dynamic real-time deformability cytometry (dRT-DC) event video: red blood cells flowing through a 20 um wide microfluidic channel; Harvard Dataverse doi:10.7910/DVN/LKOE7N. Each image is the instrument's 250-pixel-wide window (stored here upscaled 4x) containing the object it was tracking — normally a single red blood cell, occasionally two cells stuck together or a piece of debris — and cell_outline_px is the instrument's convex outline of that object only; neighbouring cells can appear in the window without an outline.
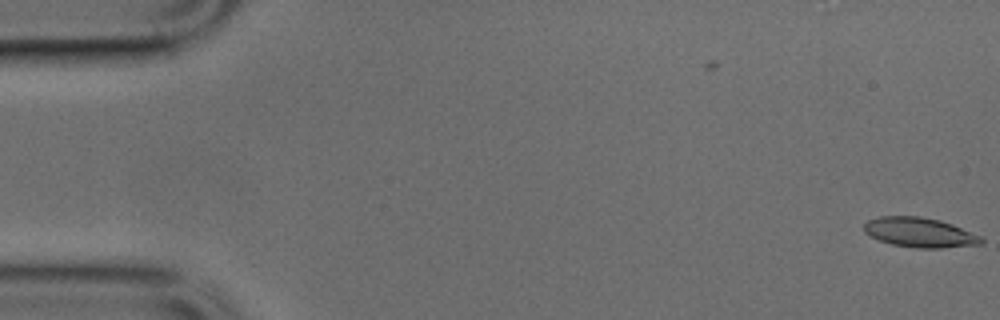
{"species": "common noctule bat (a hibernating species)", "species_latin": "Nyctalus noctula", "temperature_condition": "cold", "stored_images_in_passage": 9, "camera_frame_rate_fps": 3000, "um_per_image_px": 0.085, "animal": {"sex": "male", "body_mass_g": 17.9, "forearm_length_mm": 54.2}, "frame": {"image": 1, "passage_image": 1, "time_ms": 0.0, "image_size_px": [1000, 320], "cell_outline_px": [[984, 244], [940, 248], [916, 248], [892, 244], [880, 240], [864, 232], [864, 224], [868, 220], [880, 216], [920, 216], [940, 220], [952, 224], [980, 236], [984, 240]], "centroid_in_image_um": [78.19, 19.76], "position_along_channel_um": 6.8, "area_um2": 20.23}}